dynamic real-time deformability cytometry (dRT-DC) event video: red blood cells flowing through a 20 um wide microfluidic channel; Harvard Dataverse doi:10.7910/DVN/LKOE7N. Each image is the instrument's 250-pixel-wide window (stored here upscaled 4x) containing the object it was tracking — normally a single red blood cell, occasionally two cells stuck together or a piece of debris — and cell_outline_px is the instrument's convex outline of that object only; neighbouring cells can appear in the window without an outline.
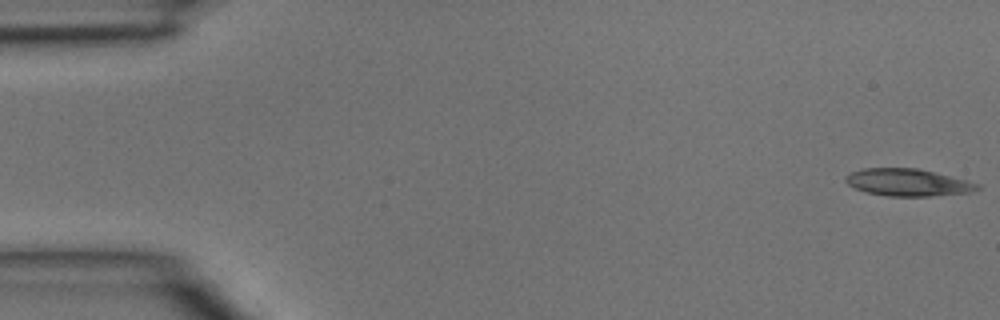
{"species": "common noctule bat (a hibernating species)", "species_latin": "Nyctalus noctula", "temperature_condition": "room temperature", "stored_images_in_passage": 4, "camera_frame_rate_fps": 3000, "um_per_image_px": 0.085, "animal": {"sex": "male", "body_mass_g": 15.6}, "frame": {"image": 1, "passage_image": 1, "time_ms": 0.0, "image_size_px": [1000, 320], "cell_outline_px": [[980, 188], [972, 192], [928, 196], [888, 196], [868, 192], [856, 188], [848, 184], [844, 180], [844, 176], [852, 172], [864, 168], [916, 168], [936, 172], [980, 184]], "centroid_in_image_um": [77.17, 15.5], "position_along_channel_um": 7.8, "area_um2": 20.75}}
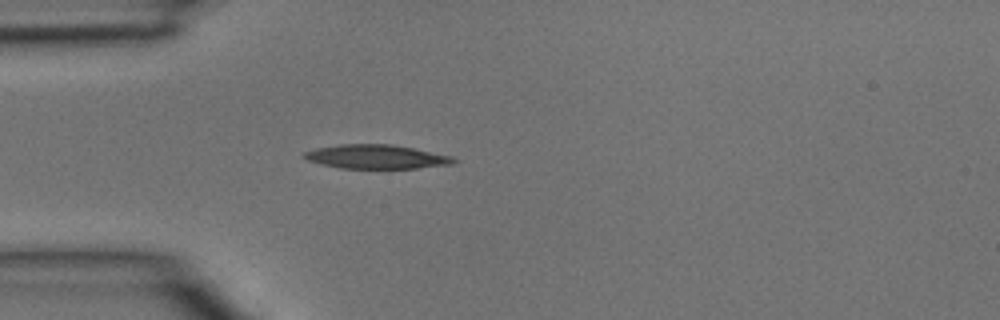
{"frame": {"image": 2, "passage_image": 4, "time_ms": 1.0, "image_size_px": [1000, 320], "cell_outline_px": [[460, 160], [452, 164], [416, 168], [340, 168], [308, 160], [300, 156], [304, 152], [316, 148], [340, 144], [392, 144], [452, 156]], "centroid_in_image_um": [31.99, 13.32], "position_along_channel_um": 53.0, "area_um2": 20.81}}